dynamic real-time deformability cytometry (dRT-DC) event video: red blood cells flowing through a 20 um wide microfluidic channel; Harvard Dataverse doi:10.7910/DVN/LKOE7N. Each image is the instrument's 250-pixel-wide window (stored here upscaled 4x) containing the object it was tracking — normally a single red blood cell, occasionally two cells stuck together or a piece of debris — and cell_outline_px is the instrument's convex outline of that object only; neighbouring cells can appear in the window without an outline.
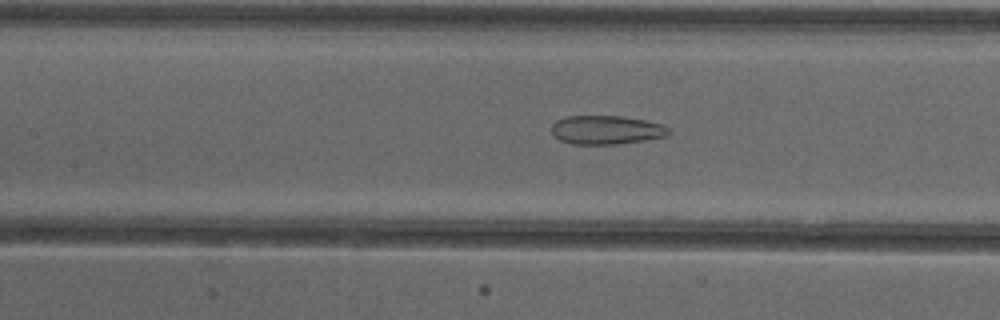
{"species": "common noctule bat (a hibernating species)", "species_latin": "Nyctalus noctula", "temperature_condition": "cold", "stored_images_in_passage": 43, "camera_frame_rate_fps": 3000, "um_per_image_px": 0.085, "animal": {"sex": "female"}, "frame": {"image": 1, "passage_image": 15, "time_ms": 4.667, "image_size_px": [1000, 320], "cell_outline_px": [[672, 132], [664, 136], [644, 140], [616, 144], [572, 144], [560, 140], [552, 132], [552, 124], [556, 120], [568, 116], [620, 116], [644, 120], [664, 124], [672, 128]], "centroid_in_image_um": [51.57, 11.04], "position_along_channel_um": 155.8, "area_um2": 19.65}}
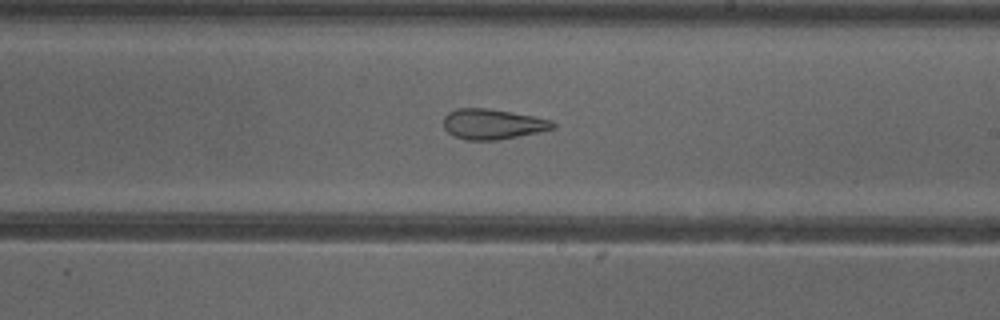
{"frame": {"image": 2, "passage_image": 22, "time_ms": 7.0, "image_size_px": [1000, 320], "cell_outline_px": [[556, 128], [500, 140], [464, 140], [448, 132], [444, 128], [444, 116], [448, 112], [456, 108], [488, 108], [532, 116], [552, 120], [556, 124]], "centroid_in_image_um": [41.87, 10.55], "position_along_channel_um": 247.1, "area_um2": 19.31}}
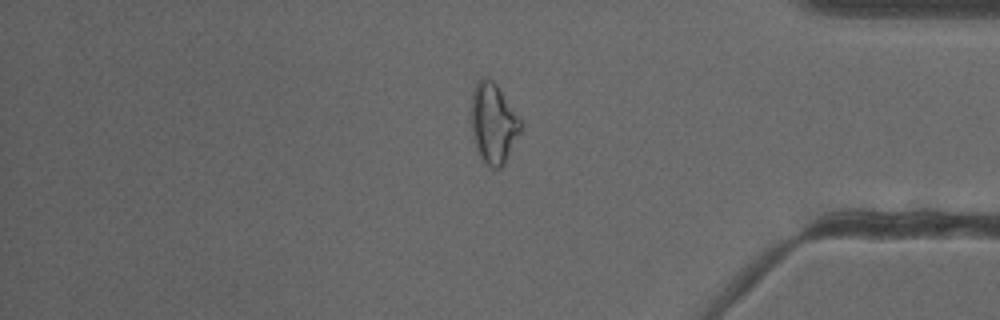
{"frame": {"image": 3, "passage_image": 35, "time_ms": 11.333, "image_size_px": [1000, 320], "cell_outline_px": [[520, 132], [504, 164], [500, 168], [492, 168], [484, 164], [476, 148], [472, 136], [472, 92], [476, 80], [484, 76], [488, 76], [496, 84], [520, 120]], "centroid_in_image_um": [41.9, 10.48], "position_along_channel_um": 393.3, "area_um2": 22.83}, "authors_computed_cell_mechanics": {"area_um2": 22.6576, "velocity_mm_per_s": 3.9246, "shape_relaxation_time_tau1_ms": null, "shape_relaxation_time_tau2_ms": 2.3461, "deformation_change_tau1": null, "deformation_change_tau2": 0.1139}}